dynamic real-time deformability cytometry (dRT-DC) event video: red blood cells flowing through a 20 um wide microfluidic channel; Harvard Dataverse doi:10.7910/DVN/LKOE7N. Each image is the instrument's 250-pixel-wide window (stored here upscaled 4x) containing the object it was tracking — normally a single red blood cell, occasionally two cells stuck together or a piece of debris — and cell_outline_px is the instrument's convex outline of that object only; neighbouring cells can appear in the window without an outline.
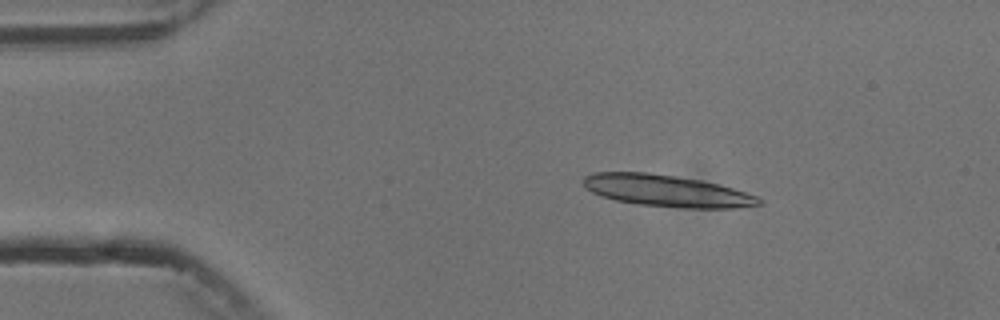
{"species": "common noctule bat (a hibernating species)", "species_latin": "Nyctalus noctula", "temperature_condition": "cold", "stored_images_in_passage": 6, "camera_frame_rate_fps": 3000, "um_per_image_px": 0.085, "animal": {"sex": "male", "body_mass_g": 13.3}, "frame": {"image": 1, "passage_image": 3, "time_ms": 2.333, "image_size_px": [1000, 320], "cell_outline_px": [[764, 204], [736, 208], [684, 208], [640, 204], [616, 200], [592, 192], [584, 188], [584, 176], [592, 172], [648, 172], [676, 176], [700, 180], [720, 184], [756, 196], [764, 200]], "centroid_in_image_um": [56.69, 16.21], "position_along_channel_um": 28.3, "area_um2": 32.43}}